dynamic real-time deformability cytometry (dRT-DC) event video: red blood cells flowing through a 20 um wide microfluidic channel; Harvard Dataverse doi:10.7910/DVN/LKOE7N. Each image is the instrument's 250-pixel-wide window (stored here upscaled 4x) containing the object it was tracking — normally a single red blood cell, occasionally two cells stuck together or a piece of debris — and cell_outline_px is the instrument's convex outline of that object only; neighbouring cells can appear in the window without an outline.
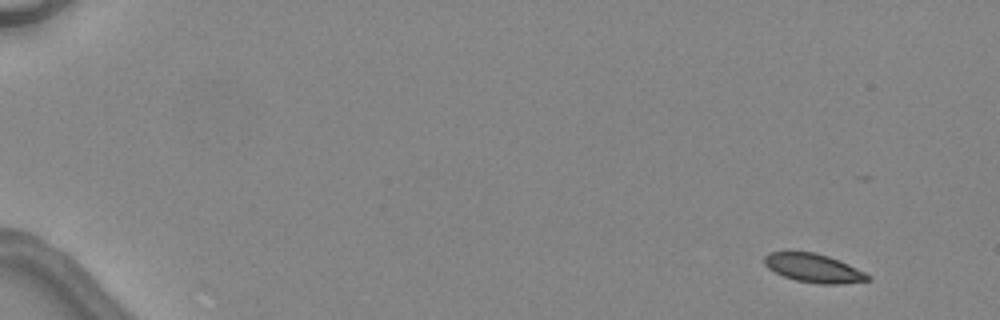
{"species": "common noctule bat (a hibernating species)", "species_latin": "Nyctalus noctula", "temperature_condition": "warm", "stored_images_in_passage": 7, "camera_frame_rate_fps": 3000, "um_per_image_px": 0.085, "animal": {"sex": "female", "body_mass_g": 24.6, "forearm_length_mm": 56.2}, "frame": {"image": 1, "passage_image": 2, "time_ms": 1.0, "image_size_px": [1000, 320], "cell_outline_px": [[872, 276], [868, 280], [840, 284], [820, 284], [796, 280], [784, 276], [768, 268], [764, 264], [764, 256], [768, 252], [816, 252], [828, 256], [848, 264]], "centroid_in_image_um": [69.15, 22.78], "position_along_channel_um": 15.9, "area_um2": 17.11}}